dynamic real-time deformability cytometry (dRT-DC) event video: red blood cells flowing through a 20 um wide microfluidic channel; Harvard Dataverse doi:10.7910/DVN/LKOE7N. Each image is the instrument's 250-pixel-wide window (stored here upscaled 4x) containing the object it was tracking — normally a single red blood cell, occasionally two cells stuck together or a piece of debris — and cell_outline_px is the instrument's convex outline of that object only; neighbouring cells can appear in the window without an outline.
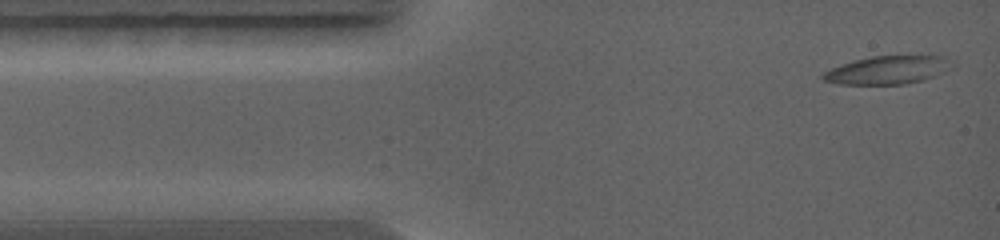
{"species": "common noctule bat (a hibernating species)", "species_latin": "Nyctalus noctula", "temperature_condition": "warm", "stored_images_in_passage": 17, "camera_frame_rate_fps": 5000, "um_per_image_px": 0.085, "animal": {"sex": "female", "body_mass_g": 19.0, "forearm_length_mm": 56.7}, "frame": {"image": 1, "passage_image": 1, "time_ms": 0.0, "image_size_px": [1000, 240], "cell_outline_px": [[956, 64], [936, 76], [924, 80], [904, 84], [836, 84], [824, 80], [820, 76], [824, 72], [832, 68], [852, 60], [872, 56], [920, 52], [944, 56], [952, 60]], "centroid_in_image_um": [75.57, 5.89], "position_along_channel_um": 9.4, "area_um2": 22.31}}
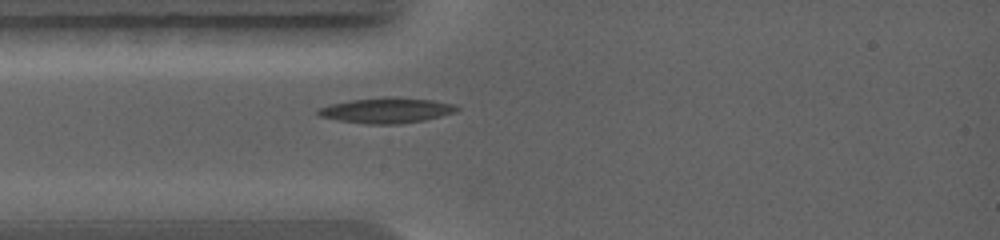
{"frame": {"image": 2, "passage_image": 12, "time_ms": 2.2, "image_size_px": [1000, 240], "cell_outline_px": [[460, 108], [456, 112], [424, 120], [400, 124], [368, 124], [340, 120], [320, 116], [316, 112], [316, 108], [328, 104], [352, 100], [384, 96], [396, 96], [432, 100], [456, 104]], "centroid_in_image_um": [32.87, 9.36], "position_along_channel_um": 52.1, "area_um2": 20.75}}
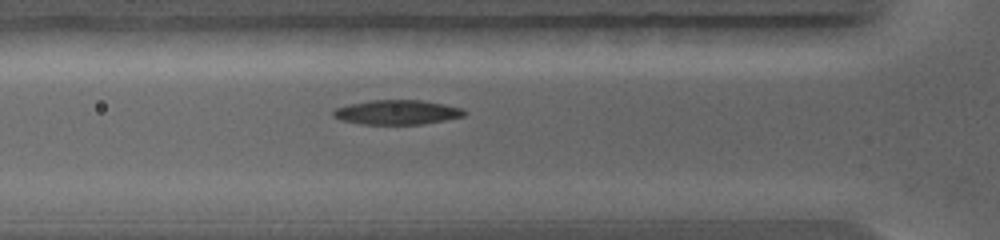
{"frame": {"image": 3, "passage_image": 16, "time_ms": 3.0, "image_size_px": [1000, 240], "cell_outline_px": [[468, 112], [464, 116], [424, 124], [360, 124], [340, 120], [332, 116], [332, 112], [336, 108], [348, 104], [372, 100], [420, 100], [444, 104], [464, 108]], "centroid_in_image_um": [33.75, 9.54], "position_along_channel_um": 92.0, "area_um2": 18.84}}